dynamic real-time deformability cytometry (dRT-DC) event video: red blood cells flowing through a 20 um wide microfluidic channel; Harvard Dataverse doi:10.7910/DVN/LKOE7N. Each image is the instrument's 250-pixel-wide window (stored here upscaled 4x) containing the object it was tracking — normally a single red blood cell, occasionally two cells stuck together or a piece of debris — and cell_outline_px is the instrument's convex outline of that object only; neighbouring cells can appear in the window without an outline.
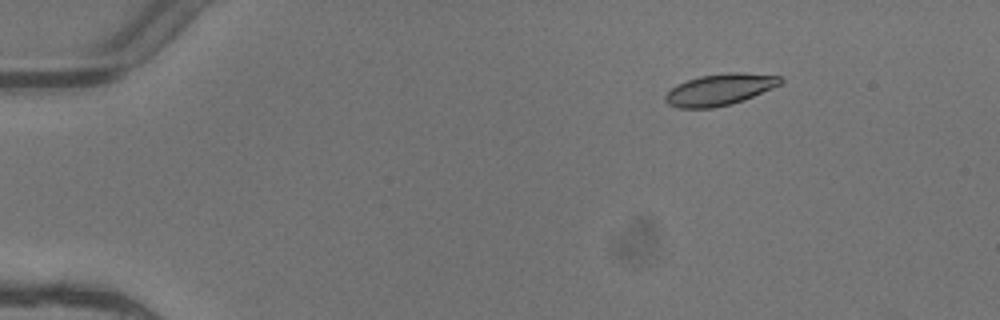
{"species": "common noctule bat (a hibernating species)", "species_latin": "Nyctalus noctula", "temperature_condition": "warm", "stored_images_in_passage": 6, "camera_frame_rate_fps": 3000, "um_per_image_px": 0.085, "animal": {"sex": "female"}, "frame": {"image": 1, "passage_image": 2, "time_ms": 0.333, "image_size_px": [1000, 320], "cell_outline_px": [[784, 80], [780, 84], [772, 88], [744, 100], [732, 104], [712, 108], [676, 108], [668, 104], [664, 100], [664, 96], [676, 84], [700, 76], [728, 72], [744, 72], [780, 76]], "centroid_in_image_um": [61.17, 7.61], "position_along_channel_um": 23.8, "area_um2": 21.21}}
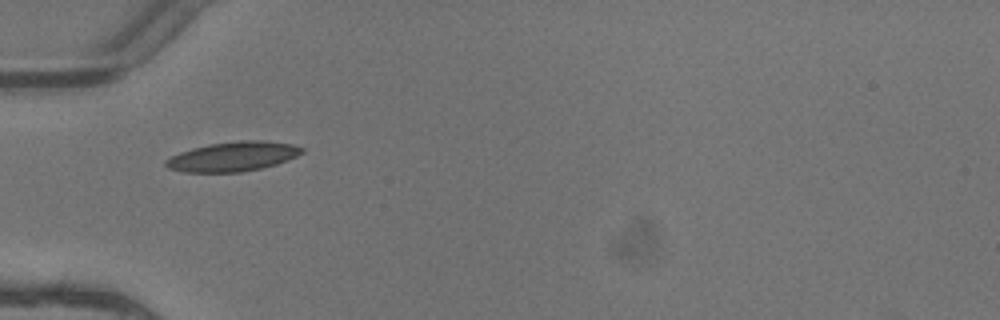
{"frame": {"image": 2, "passage_image": 5, "time_ms": 1.333, "image_size_px": [1000, 320], "cell_outline_px": [[304, 152], [288, 160], [276, 164], [260, 168], [240, 172], [184, 172], [168, 168], [164, 164], [164, 160], [180, 152], [192, 148], [208, 144], [240, 140], [264, 140], [292, 144], [304, 148]], "centroid_in_image_um": [19.8, 13.29], "position_along_channel_um": 65.2, "area_um2": 23.47}}
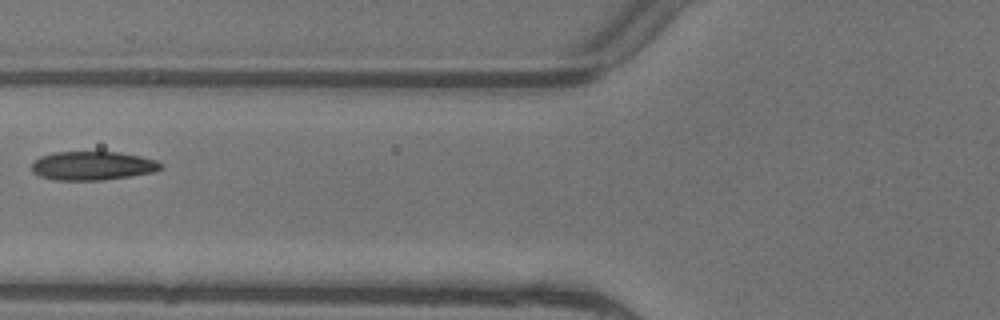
{"frame": {"image": 3, "passage_image": 6, "time_ms": 1.667, "image_size_px": [1000, 320], "cell_outline_px": [[164, 164], [156, 172], [100, 180], [56, 180], [40, 176], [32, 172], [32, 164], [40, 156], [56, 152], [120, 152], [140, 156], [156, 160]], "centroid_in_image_um": [7.88, 14.08], "position_along_channel_um": 117.9, "area_um2": 21.56}}